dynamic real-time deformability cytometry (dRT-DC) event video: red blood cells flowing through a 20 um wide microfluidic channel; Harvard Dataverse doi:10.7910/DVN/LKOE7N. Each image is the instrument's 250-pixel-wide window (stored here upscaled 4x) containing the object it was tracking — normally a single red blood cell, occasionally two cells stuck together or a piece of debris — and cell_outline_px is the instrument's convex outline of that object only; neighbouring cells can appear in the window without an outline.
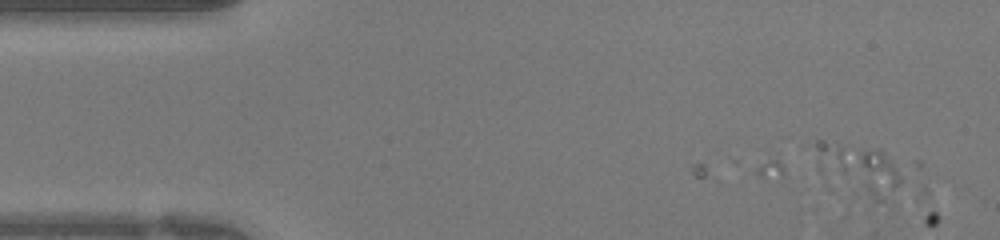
{"species": "human", "species_latin": "Homo sapiens", "temperature_condition": "warm", "stored_images_in_passage": 7, "camera_frame_rate_fps": 3000, "um_per_image_px": 0.085, "donor": {"sex": "female"}, "frame": {"image": 1, "passage_image": 7, "time_ms": 2.0, "image_size_px": [1000, 240], "cell_outline_px": [[900, 184], [884, 200], [876, 204], [856, 196], [852, 192], [816, 148], [816, 140], [824, 140], [880, 148], [900, 168]], "centroid_in_image_um": [73.29, 14.37], "position_along_channel_um": 11.7, "area_um2": 23.41}}